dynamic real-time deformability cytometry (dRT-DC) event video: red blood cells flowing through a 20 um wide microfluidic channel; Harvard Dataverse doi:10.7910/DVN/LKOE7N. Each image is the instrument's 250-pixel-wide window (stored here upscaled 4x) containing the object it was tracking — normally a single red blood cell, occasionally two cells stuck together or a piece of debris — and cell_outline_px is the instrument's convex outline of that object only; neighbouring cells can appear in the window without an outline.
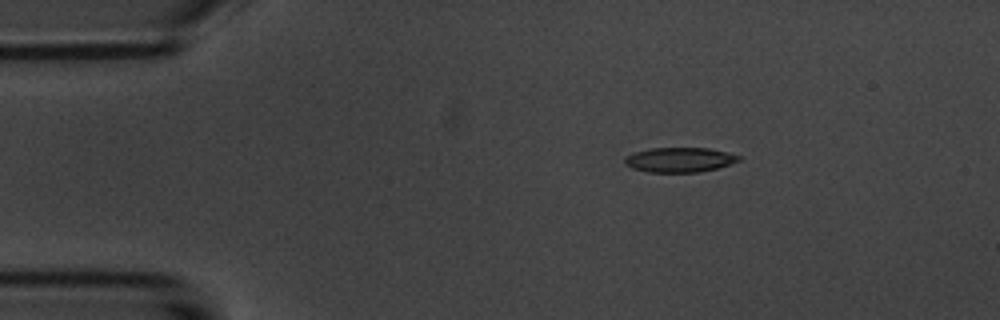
{"species": "common noctule bat (a hibernating species)", "species_latin": "Nyctalus noctula", "temperature_condition": "room temperature", "stored_images_in_passage": 4, "camera_frame_rate_fps": 3000, "um_per_image_px": 0.085, "animal": {"sex": "male", "body_mass_g": 20.1, "forearm_length_mm": 53.5}, "frame": {"image": 1, "passage_image": 1, "time_ms": 0.0, "image_size_px": [1000, 320], "cell_outline_px": [[740, 160], [716, 168], [700, 172], [648, 172], [632, 168], [624, 164], [624, 156], [636, 152], [652, 148], [708, 148], [728, 152], [740, 156]], "centroid_in_image_um": [57.73, 13.58], "position_along_channel_um": 27.3, "area_um2": 16.36}}